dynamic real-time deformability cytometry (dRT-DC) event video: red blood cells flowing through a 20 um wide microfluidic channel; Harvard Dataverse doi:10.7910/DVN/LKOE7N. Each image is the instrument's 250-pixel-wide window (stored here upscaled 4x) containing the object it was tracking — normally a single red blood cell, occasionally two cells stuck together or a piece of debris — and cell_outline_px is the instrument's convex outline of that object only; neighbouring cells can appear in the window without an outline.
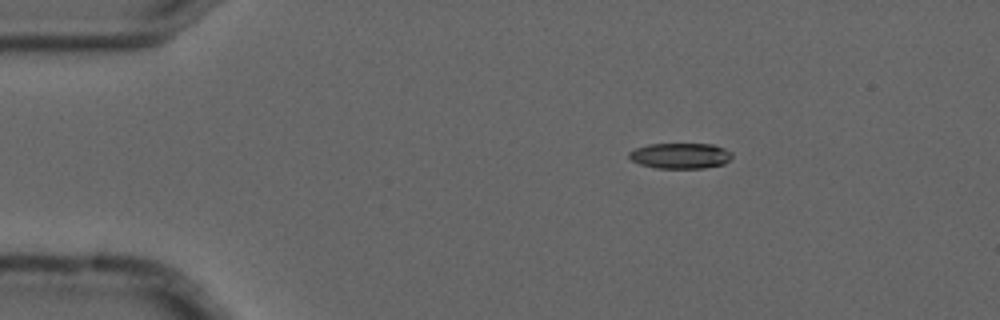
{"species": "common noctule bat (a hibernating species)", "species_latin": "Nyctalus noctula", "temperature_condition": "cold", "stored_images_in_passage": 2, "camera_frame_rate_fps": 3000, "um_per_image_px": 0.085, "animal": {"sex": "male", "forearm_length_mm": 52.5}, "frame": {"image": 1, "passage_image": 1, "time_ms": 0.0, "image_size_px": [1000, 320], "cell_outline_px": [[732, 156], [724, 164], [704, 168], [656, 168], [640, 164], [632, 160], [628, 156], [628, 152], [636, 148], [648, 144], [712, 144], [724, 148], [732, 152]], "centroid_in_image_um": [57.83, 13.24], "position_along_channel_um": 27.2, "area_um2": 15.37}}
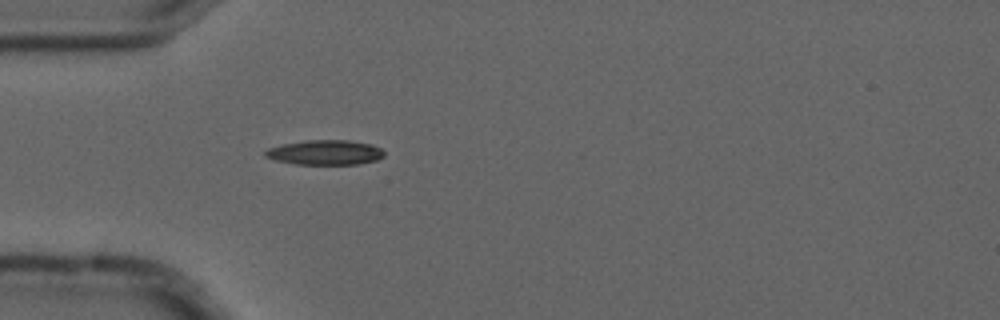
{"frame": {"image": 2, "passage_image": 2, "time_ms": 0.333, "image_size_px": [1000, 320], "cell_outline_px": [[384, 156], [376, 160], [356, 164], [296, 164], [276, 160], [264, 156], [264, 152], [268, 148], [284, 144], [304, 140], [348, 140], [372, 144], [380, 148], [384, 152]], "centroid_in_image_um": [27.64, 12.95], "position_along_channel_um": 57.4, "area_um2": 17.11}}